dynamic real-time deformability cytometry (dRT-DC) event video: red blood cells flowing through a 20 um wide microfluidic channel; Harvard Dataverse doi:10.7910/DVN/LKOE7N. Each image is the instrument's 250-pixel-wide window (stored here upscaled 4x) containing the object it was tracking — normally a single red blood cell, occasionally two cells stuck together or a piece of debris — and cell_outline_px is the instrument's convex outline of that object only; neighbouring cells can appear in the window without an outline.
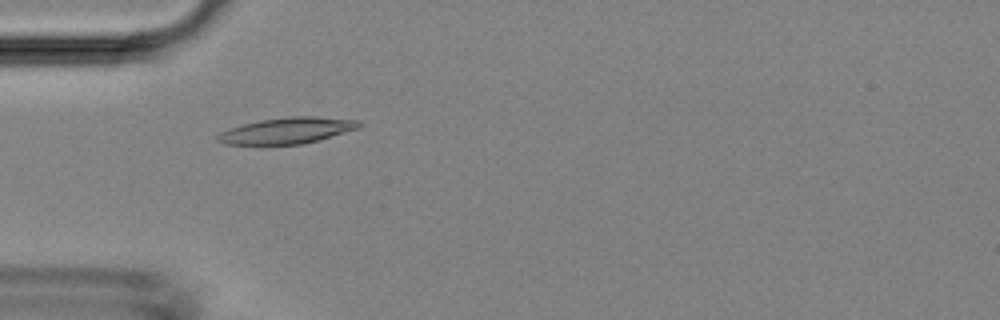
{"species": "Egyptian fruit bat (a non-hibernating species)", "species_latin": "Rousettus aegyptiacus", "temperature_condition": "room temperature", "stored_images_in_passage": 6, "camera_frame_rate_fps": 3000, "um_per_image_px": 0.085, "animal": {"sex": "female"}, "frame": {"image": 1, "passage_image": 5, "time_ms": 4.667, "image_size_px": [1000, 320], "cell_outline_px": [[364, 124], [360, 128], [316, 140], [300, 144], [224, 144], [216, 140], [216, 136], [220, 132], [228, 128], [260, 120], [292, 116], [316, 116], [360, 120]], "centroid_in_image_um": [24.42, 11.08], "position_along_channel_um": 60.6, "area_um2": 21.44}}